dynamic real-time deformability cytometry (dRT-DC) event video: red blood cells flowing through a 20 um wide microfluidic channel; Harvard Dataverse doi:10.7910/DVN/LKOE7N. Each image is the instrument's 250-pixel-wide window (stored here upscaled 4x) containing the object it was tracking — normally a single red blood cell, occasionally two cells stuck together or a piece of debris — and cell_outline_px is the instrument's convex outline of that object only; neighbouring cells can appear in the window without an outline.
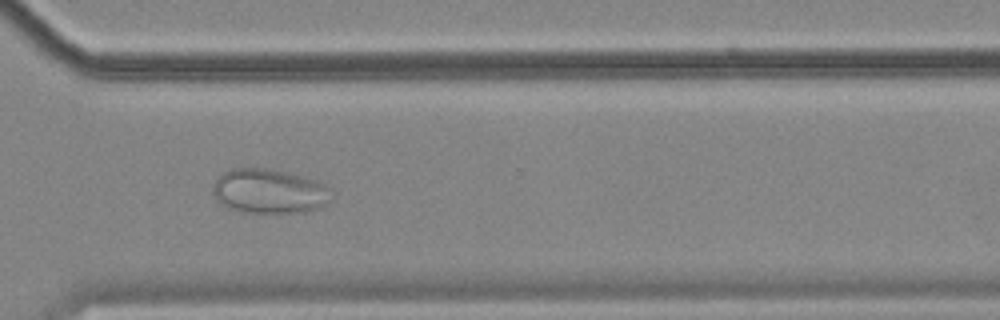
{"species": "common noctule bat (a hibernating species)", "species_latin": "Nyctalus noctula", "temperature_condition": "cold", "stored_images_in_passage": 49, "camera_frame_rate_fps": 3000, "um_per_image_px": 0.085, "animal": {"sex": "female", "body_mass_g": 18.4}, "frame": {"image": 1, "passage_image": 34, "time_ms": 11.0, "image_size_px": [1000, 320], "cell_outline_px": [[332, 188], [328, 200], [320, 208], [308, 212], [244, 212], [228, 208], [220, 204], [216, 200], [212, 192], [212, 184], [224, 172], [232, 168], [272, 168], [316, 180]], "centroid_in_image_um": [22.86, 16.25], "position_along_channel_um": 347.7, "area_um2": 30.92}}
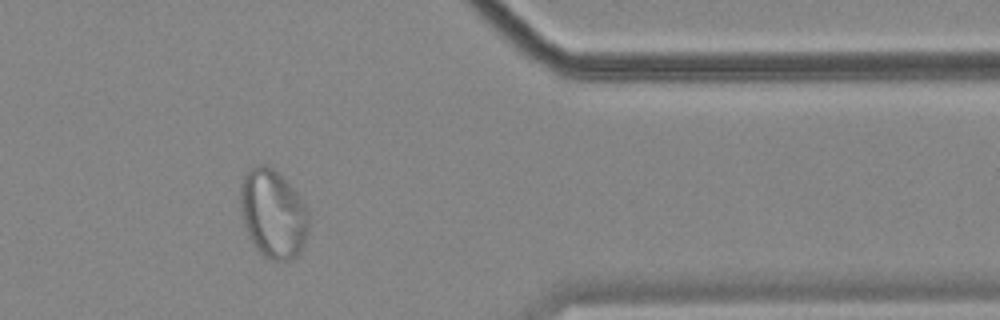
{"frame": {"image": 2, "passage_image": 39, "time_ms": 12.667, "image_size_px": [1000, 320], "cell_outline_px": [[308, 232], [304, 244], [300, 252], [292, 260], [272, 260], [264, 256], [260, 252], [248, 236], [244, 224], [240, 208], [240, 184], [244, 176], [256, 164], [264, 164], [272, 168], [296, 192], [308, 208]], "centroid_in_image_um": [23.21, 18.19], "position_along_channel_um": 388.2, "area_um2": 35.14}}
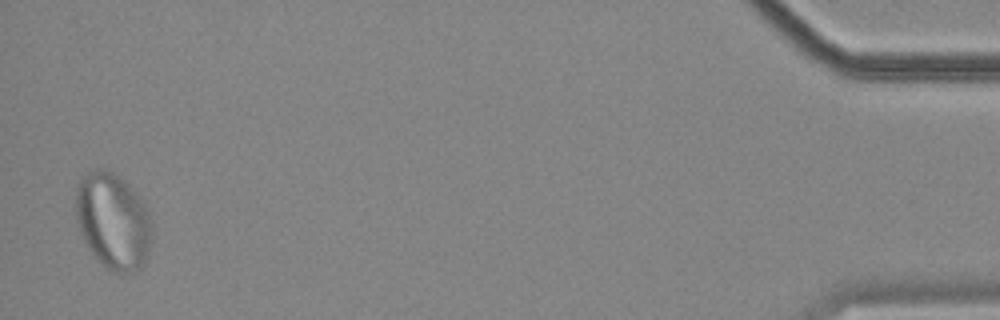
{"frame": {"image": 3, "passage_image": 48, "time_ms": 15.667, "image_size_px": [1000, 320], "cell_outline_px": [[152, 240], [148, 256], [144, 264], [140, 268], [132, 272], [116, 272], [104, 268], [92, 252], [84, 240], [80, 232], [76, 216], [76, 188], [80, 176], [96, 168], [104, 168], [112, 172], [128, 184], [136, 192], [144, 204], [148, 212], [152, 224]], "centroid_in_image_um": [9.61, 18.78], "position_along_channel_um": 425.6, "area_um2": 43.0}}